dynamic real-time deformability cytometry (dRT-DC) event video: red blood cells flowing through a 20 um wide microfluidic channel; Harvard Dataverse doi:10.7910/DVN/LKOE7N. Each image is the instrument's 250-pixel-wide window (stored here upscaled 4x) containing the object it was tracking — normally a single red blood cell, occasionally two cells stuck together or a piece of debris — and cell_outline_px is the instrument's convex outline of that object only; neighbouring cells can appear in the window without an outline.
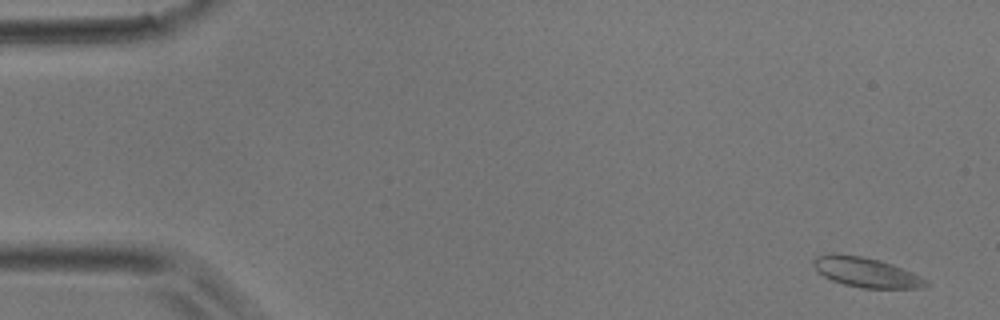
{"species": "common noctule bat (a hibernating species)", "species_latin": "Nyctalus noctula", "temperature_condition": "room temperature", "stored_images_in_passage": 46, "camera_frame_rate_fps": 3000, "um_per_image_px": 0.085, "animal": {"sex": "male", "body_mass_g": 17.9}, "frame": {"image": 1, "passage_image": 3, "time_ms": 0.667, "image_size_px": [1000, 320], "cell_outline_px": [[928, 284], [920, 288], [860, 288], [844, 284], [832, 280], [824, 276], [812, 264], [812, 260], [816, 256], [832, 252], [836, 252], [864, 256], [880, 260], [892, 264], [920, 276], [928, 280]], "centroid_in_image_um": [73.58, 23.12], "position_along_channel_um": 11.4, "area_um2": 19.65}}
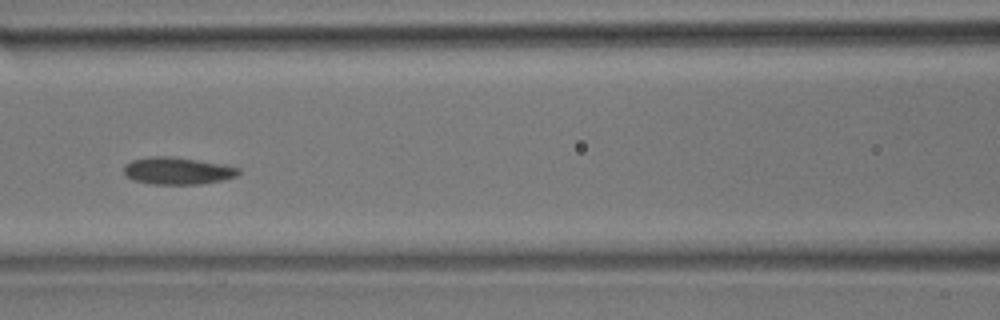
{"frame": {"image": 2, "passage_image": 21, "time_ms": 6.667, "image_size_px": [1000, 320], "cell_outline_px": [[240, 172], [236, 176], [224, 180], [200, 184], [156, 184], [132, 180], [124, 172], [124, 164], [132, 160], [152, 156], [172, 156], [228, 164], [240, 168]], "centroid_in_image_um": [15.14, 14.51], "position_along_channel_um": 151.5, "area_um2": 18.38}}
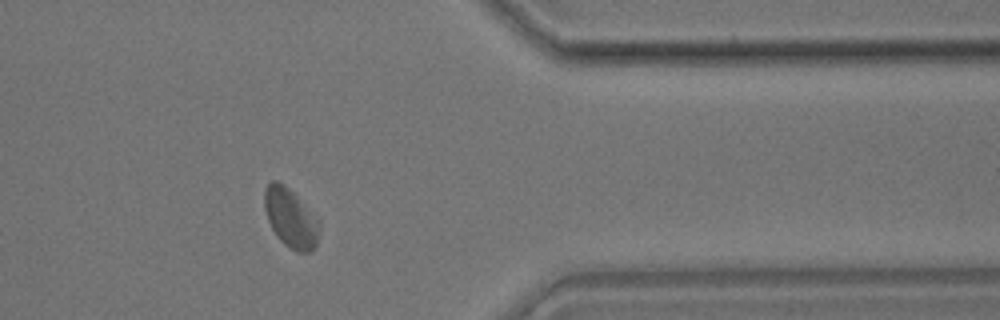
{"frame": {"image": 3, "passage_image": 38, "time_ms": 12.333, "image_size_px": [1000, 320], "cell_outline_px": [[320, 228], [316, 244], [312, 252], [296, 252], [284, 244], [276, 236], [268, 220], [264, 208], [264, 188], [272, 180], [276, 180], [284, 184], [320, 220]], "centroid_in_image_um": [24.7, 18.54], "position_along_channel_um": 386.7, "area_um2": 18.96}}